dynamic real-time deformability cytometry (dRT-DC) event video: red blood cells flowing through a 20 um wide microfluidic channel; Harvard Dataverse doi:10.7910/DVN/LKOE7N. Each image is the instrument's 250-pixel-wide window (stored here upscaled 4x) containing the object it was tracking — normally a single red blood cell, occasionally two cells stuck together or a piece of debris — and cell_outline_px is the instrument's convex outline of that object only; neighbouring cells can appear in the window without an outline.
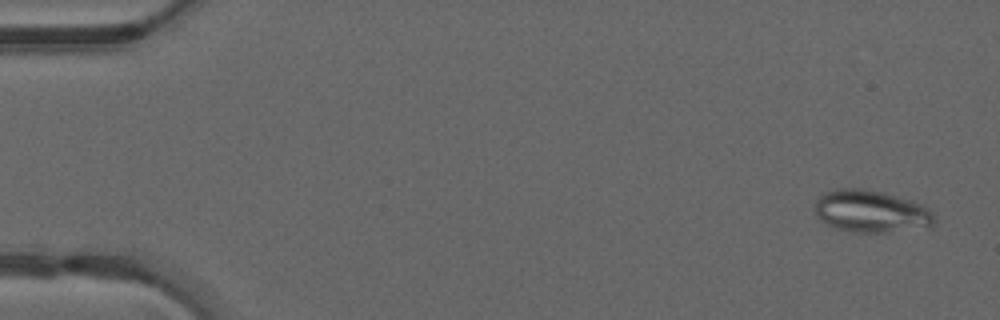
{"species": "common noctule bat (a hibernating species)", "species_latin": "Nyctalus noctula", "temperature_condition": "warm", "stored_images_in_passage": 9, "camera_frame_rate_fps": 3000, "um_per_image_px": 0.085, "animal": {"sex": "male", "forearm_length_mm": 52.5}, "frame": {"image": 1, "passage_image": 2, "time_ms": 0.333, "image_size_px": [1000, 320], "cell_outline_px": [[936, 220], [928, 228], [888, 232], [852, 232], [836, 228], [820, 220], [816, 216], [816, 200], [824, 192], [836, 188], [864, 188], [884, 192], [912, 200], [928, 208], [932, 212]], "centroid_in_image_um": [74.06, 17.96], "position_along_channel_um": 10.9, "area_um2": 29.71}}